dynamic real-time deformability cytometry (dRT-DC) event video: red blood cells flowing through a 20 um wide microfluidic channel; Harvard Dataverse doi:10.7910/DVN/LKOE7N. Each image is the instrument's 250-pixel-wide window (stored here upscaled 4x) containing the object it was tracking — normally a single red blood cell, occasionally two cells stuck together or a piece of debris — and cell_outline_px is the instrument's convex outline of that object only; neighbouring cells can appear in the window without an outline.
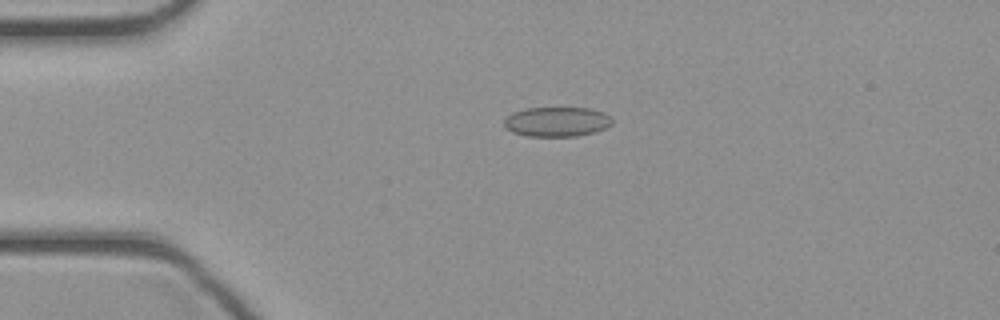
{"species": "common noctule bat (a hibernating species)", "species_latin": "Nyctalus noctula", "temperature_condition": "cold", "stored_images_in_passage": 41, "camera_frame_rate_fps": 3000, "um_per_image_px": 0.085, "animal": {"sex": "female", "body_mass_g": 21.9}, "frame": {"image": 1, "passage_image": 7, "time_ms": 2.0, "image_size_px": [1000, 320], "cell_outline_px": [[612, 124], [596, 132], [576, 136], [528, 136], [512, 132], [504, 128], [504, 120], [512, 112], [524, 108], [592, 108], [604, 112], [612, 116]], "centroid_in_image_um": [47.34, 10.34], "position_along_channel_um": 37.7, "area_um2": 18.9}}
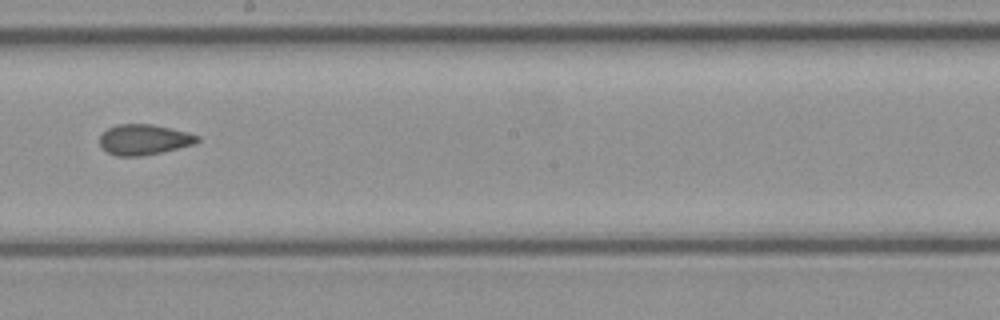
{"frame": {"image": 2, "passage_image": 22, "time_ms": 7.0, "image_size_px": [1000, 320], "cell_outline_px": [[200, 140], [196, 144], [160, 152], [140, 156], [116, 156], [108, 152], [100, 144], [100, 136], [108, 128], [116, 124], [152, 124], [200, 136]], "centroid_in_image_um": [12.24, 11.86], "position_along_channel_um": 236.0, "area_um2": 17.11}}
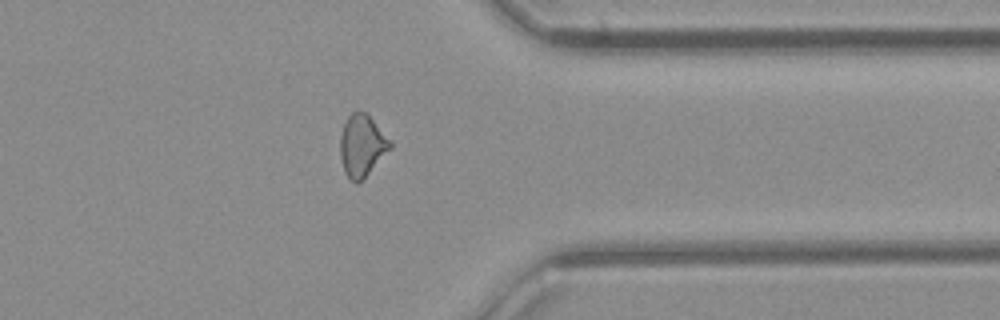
{"frame": {"image": 3, "passage_image": 32, "time_ms": 10.333, "image_size_px": [1000, 320], "cell_outline_px": [[392, 148], [356, 184], [344, 172], [340, 156], [340, 136], [344, 124], [348, 116], [352, 112], [364, 112], [372, 120], [392, 144]], "centroid_in_image_um": [30.73, 12.38], "position_along_channel_um": 380.7, "area_um2": 17.34}}